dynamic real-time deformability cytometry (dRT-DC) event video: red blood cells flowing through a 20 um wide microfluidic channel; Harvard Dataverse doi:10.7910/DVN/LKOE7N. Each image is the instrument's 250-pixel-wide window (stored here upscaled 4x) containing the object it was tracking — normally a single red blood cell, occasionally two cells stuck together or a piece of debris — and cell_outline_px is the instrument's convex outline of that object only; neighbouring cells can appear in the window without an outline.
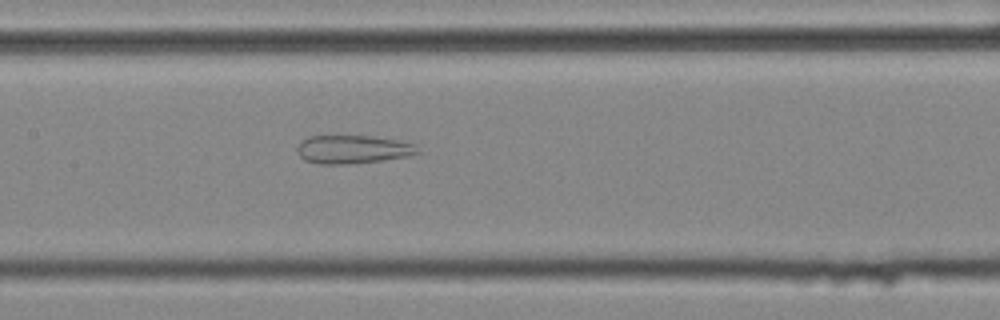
{"species": "common noctule bat (a hibernating species)", "species_latin": "Nyctalus noctula", "temperature_condition": "cold", "stored_images_in_passage": 41, "camera_frame_rate_fps": 3000, "um_per_image_px": 0.085, "animal": {"sex": "female", "body_mass_g": 25.1}, "frame": {"image": 1, "passage_image": 17, "time_ms": 5.333, "image_size_px": [1000, 320], "cell_outline_px": [[420, 152], [408, 156], [380, 160], [340, 164], [316, 164], [304, 160], [296, 152], [296, 148], [300, 140], [308, 136], [372, 136], [396, 140], [416, 144]], "centroid_in_image_um": [29.93, 12.69], "position_along_channel_um": 177.5, "area_um2": 19.88}}
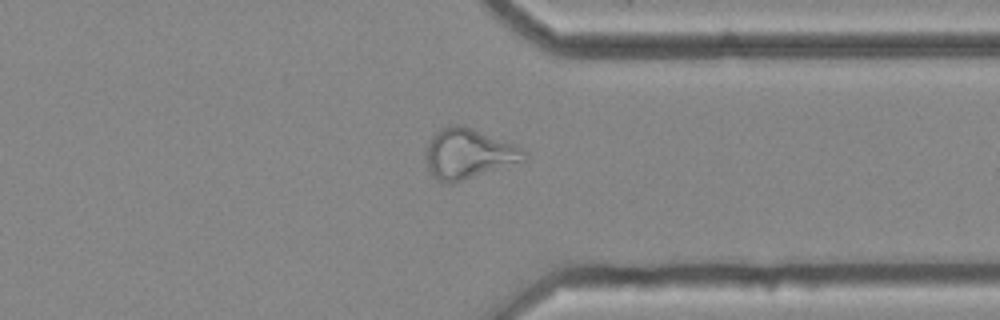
{"frame": {"image": 2, "passage_image": 33, "time_ms": 10.667, "image_size_px": [1000, 320], "cell_outline_px": [[528, 152], [524, 160], [448, 184], [436, 180], [432, 176], [428, 168], [428, 144], [432, 136], [440, 128], [448, 124], [460, 124], [472, 128], [516, 144], [524, 148]], "centroid_in_image_um": [39.83, 13.03], "position_along_channel_um": 371.6, "area_um2": 28.21}}
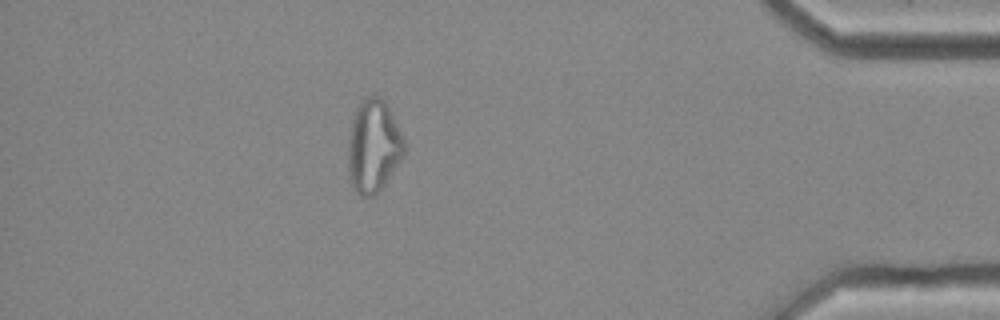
{"frame": {"image": 3, "passage_image": 39, "time_ms": 12.667, "image_size_px": [1000, 320], "cell_outline_px": [[404, 156], [384, 184], [372, 196], [360, 196], [356, 192], [348, 176], [348, 140], [352, 120], [356, 108], [368, 96], [380, 96], [384, 100], [404, 140]], "centroid_in_image_um": [31.72, 12.44], "position_along_channel_um": 403.5, "area_um2": 29.88}, "authors_computed_cell_mechanics": {"area_um2": 26.01, "velocity_mm_per_s": 3.667, "shape_relaxation_time_tau1_ms": null, "shape_relaxation_time_tau2_ms": 2.1771, "deformation_change_tau1": null, "deformation_change_tau2": 0.1059}}